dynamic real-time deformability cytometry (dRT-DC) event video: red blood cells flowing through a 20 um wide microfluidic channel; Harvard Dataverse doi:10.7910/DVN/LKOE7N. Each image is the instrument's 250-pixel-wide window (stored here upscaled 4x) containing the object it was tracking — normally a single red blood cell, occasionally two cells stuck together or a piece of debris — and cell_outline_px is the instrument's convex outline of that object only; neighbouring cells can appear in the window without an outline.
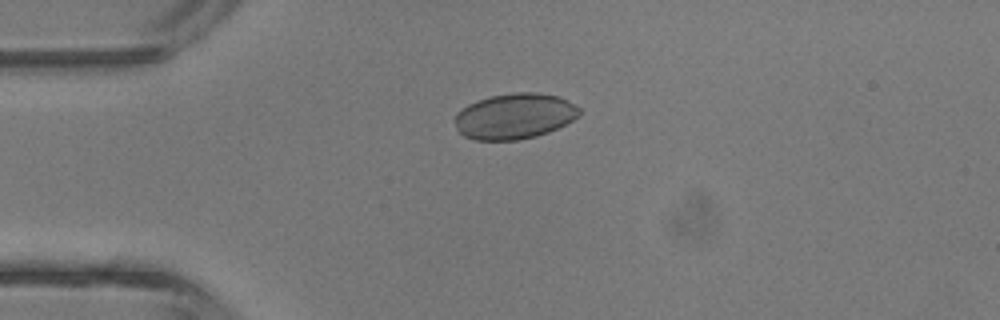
{"species": "common noctule bat (a hibernating species)", "species_latin": "Nyctalus noctula", "temperature_condition": "room temperature", "stored_images_in_passage": 1, "camera_frame_rate_fps": 3000, "um_per_image_px": 0.085, "animal": {"sex": "male", "body_mass_g": 13.3}, "frame": {"image": 1, "passage_image": 1, "time_ms": 0.0, "image_size_px": [1000, 320], "cell_outline_px": [[580, 116], [548, 132], [536, 136], [516, 140], [476, 140], [464, 136], [456, 128], [456, 112], [468, 104], [488, 96], [512, 92], [536, 92], [560, 96], [580, 108]], "centroid_in_image_um": [43.73, 9.86], "position_along_channel_um": 41.3, "area_um2": 33.18}}